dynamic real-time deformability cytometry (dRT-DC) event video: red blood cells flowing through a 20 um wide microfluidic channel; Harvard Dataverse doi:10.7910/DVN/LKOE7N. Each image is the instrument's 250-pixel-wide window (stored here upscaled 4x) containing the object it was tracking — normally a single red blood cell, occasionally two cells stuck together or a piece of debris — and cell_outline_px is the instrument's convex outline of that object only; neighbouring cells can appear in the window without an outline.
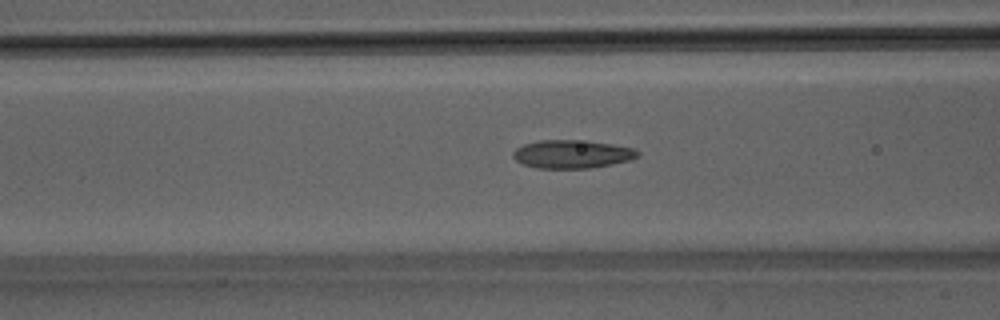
{"species": "Egyptian fruit bat (a non-hibernating species)", "species_latin": "Rousettus aegyptiacus", "temperature_condition": "room temperature", "stored_images_in_passage": 50, "camera_frame_rate_fps": 3000, "um_per_image_px": 0.085, "animal": {"sex": "male"}, "frame": {"image": 1, "passage_image": 20, "time_ms": 6.333, "image_size_px": [1000, 320], "cell_outline_px": [[640, 156], [632, 160], [592, 168], [536, 168], [524, 164], [516, 160], [512, 156], [512, 152], [516, 148], [524, 144], [536, 140], [588, 140], [612, 144], [632, 148], [640, 152]], "centroid_in_image_um": [48.64, 13.09], "position_along_channel_um": 118.0, "area_um2": 20.75}}
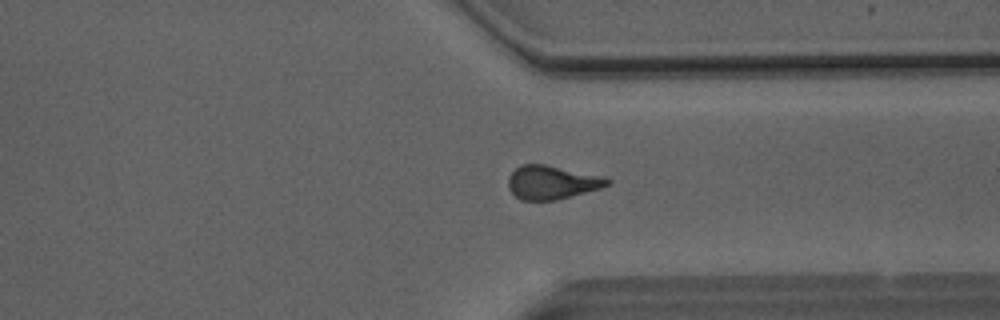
{"frame": {"image": 2, "passage_image": 38, "time_ms": 12.333, "image_size_px": [1000, 320], "cell_outline_px": [[612, 180], [608, 184], [600, 188], [556, 200], [520, 200], [508, 188], [508, 176], [520, 164], [544, 164], [600, 176]], "centroid_in_image_um": [46.85, 15.5], "position_along_channel_um": 364.5, "area_um2": 19.13}}
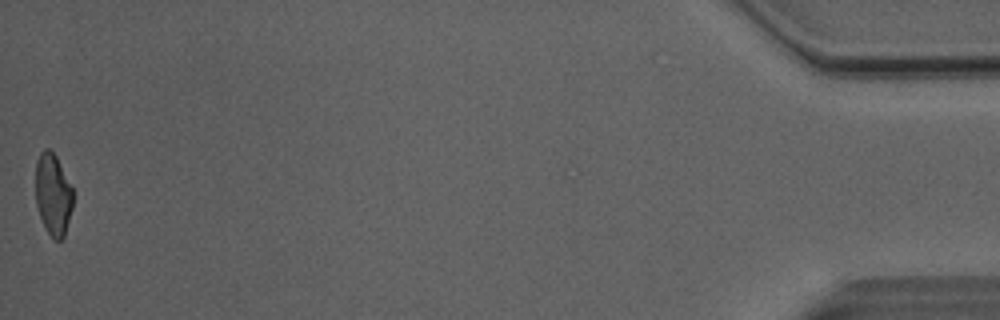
{"frame": {"image": 3, "passage_image": 50, "time_ms": 16.333, "image_size_px": [1000, 320], "cell_outline_px": [[72, 208], [64, 236], [60, 240], [52, 240], [40, 216], [36, 204], [36, 160], [40, 152], [44, 148], [48, 148], [56, 156], [72, 188]], "centroid_in_image_um": [4.49, 16.52], "position_along_channel_um": 430.7, "area_um2": 17.63}, "authors_computed_cell_mechanics": {"area_um2": 19.7387, "velocity_mm_per_s": 4.1119, "shape_relaxation_time_tau1_ms": null, "shape_relaxation_time_tau2_ms": 2.2939, "deformation_change_tau1": null, "deformation_change_tau2": 0.1112}}